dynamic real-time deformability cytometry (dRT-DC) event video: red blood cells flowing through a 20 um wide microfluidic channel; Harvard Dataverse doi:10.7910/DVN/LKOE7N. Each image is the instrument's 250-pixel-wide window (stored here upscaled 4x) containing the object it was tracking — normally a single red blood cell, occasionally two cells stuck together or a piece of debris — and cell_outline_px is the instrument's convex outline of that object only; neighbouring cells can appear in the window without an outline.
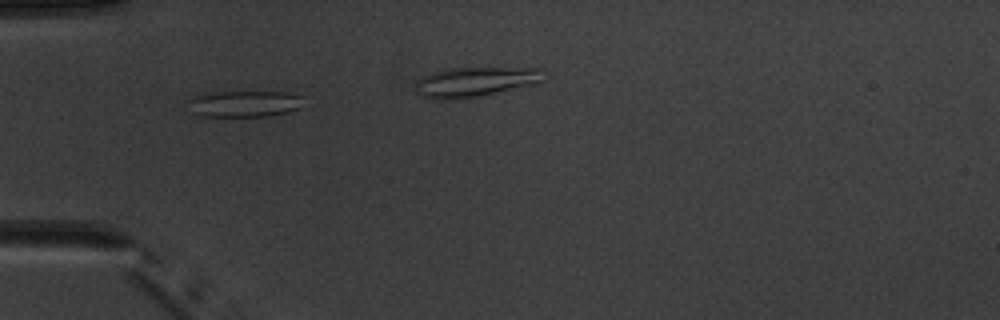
{"species": "common noctule bat (a hibernating species)", "species_latin": "Nyctalus noctula", "temperature_condition": "warm", "stored_images_in_passage": 8, "camera_frame_rate_fps": 3000, "um_per_image_px": 0.085, "animal": {"sex": "male", "body_mass_g": 20.1, "forearm_length_mm": 53.5}, "frame": {"image": 1, "passage_image": 4, "time_ms": 3.667, "image_size_px": [1000, 320], "cell_outline_px": [[304, 96], [300, 108], [288, 112], [268, 116], [200, 116], [192, 112], [184, 100], [192, 96], [208, 92], [288, 92]], "centroid_in_image_um": [20.72, 8.81], "position_along_channel_um": 64.3, "area_um2": 18.09}}
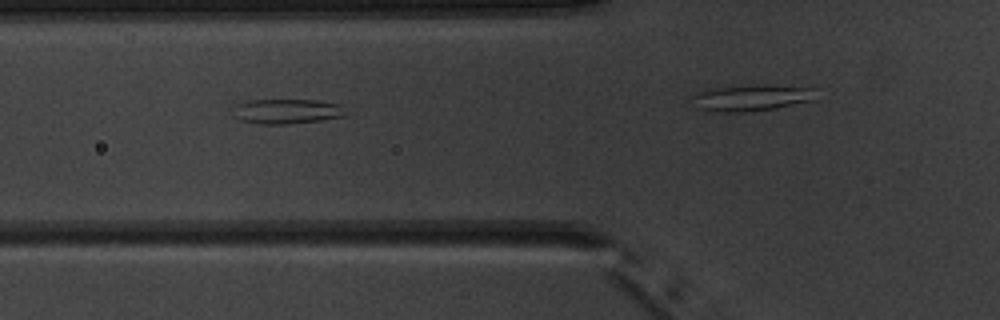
{"frame": {"image": 2, "passage_image": 5, "time_ms": 4.667, "image_size_px": [1000, 320], "cell_outline_px": [[344, 116], [320, 120], [288, 124], [260, 124], [240, 120], [236, 116], [232, 108], [236, 104], [248, 100], [316, 100], [340, 104]], "centroid_in_image_um": [24.32, 9.46], "position_along_channel_um": 101.5, "area_um2": 16.13}}
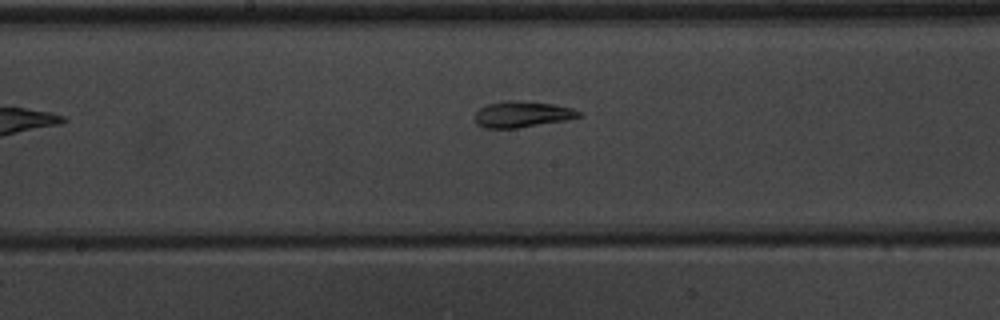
{"frame": {"image": 3, "passage_image": 8, "time_ms": 8.333, "image_size_px": [1000, 320], "cell_outline_px": [[584, 116], [564, 120], [516, 128], [484, 128], [476, 124], [472, 116], [480, 108], [488, 104], [504, 100], [512, 100], [552, 104], [572, 108], [584, 112]], "centroid_in_image_um": [44.36, 9.71], "position_along_channel_um": 203.8, "area_um2": 15.9}}